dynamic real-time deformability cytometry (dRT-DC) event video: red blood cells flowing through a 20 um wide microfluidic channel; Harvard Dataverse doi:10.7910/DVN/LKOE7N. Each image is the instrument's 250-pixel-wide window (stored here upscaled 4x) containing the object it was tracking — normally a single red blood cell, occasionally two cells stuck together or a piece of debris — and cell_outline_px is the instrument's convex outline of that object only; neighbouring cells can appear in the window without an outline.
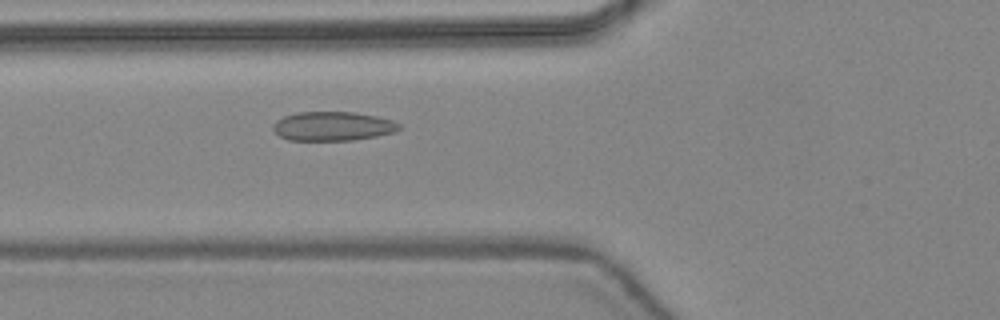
{"species": "common noctule bat (a hibernating species)", "species_latin": "Nyctalus noctula", "temperature_condition": "warm", "stored_images_in_passage": 47, "camera_frame_rate_fps": 3000, "um_per_image_px": 0.085, "animal": {"sex": "female", "body_mass_g": 24.6, "forearm_length_mm": 56.2}, "frame": {"image": 1, "passage_image": 19, "time_ms": 6.0, "image_size_px": [1000, 320], "cell_outline_px": [[404, 128], [392, 132], [376, 136], [352, 140], [288, 140], [280, 136], [272, 128], [272, 124], [276, 120], [284, 116], [296, 112], [352, 112], [376, 116], [392, 120], [400, 124]], "centroid_in_image_um": [28.27, 10.72], "position_along_channel_um": 97.5, "area_um2": 21.39}}
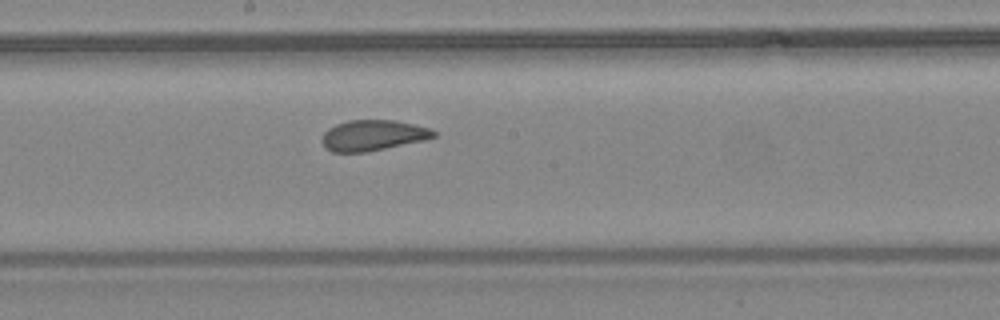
{"frame": {"image": 2, "passage_image": 27, "time_ms": 8.667, "image_size_px": [1000, 320], "cell_outline_px": [[436, 136], [424, 140], [364, 152], [332, 152], [324, 148], [320, 140], [324, 132], [328, 128], [336, 124], [348, 120], [396, 120], [432, 128], [436, 132]], "centroid_in_image_um": [31.67, 11.49], "position_along_channel_um": 216.5, "area_um2": 20.06}}
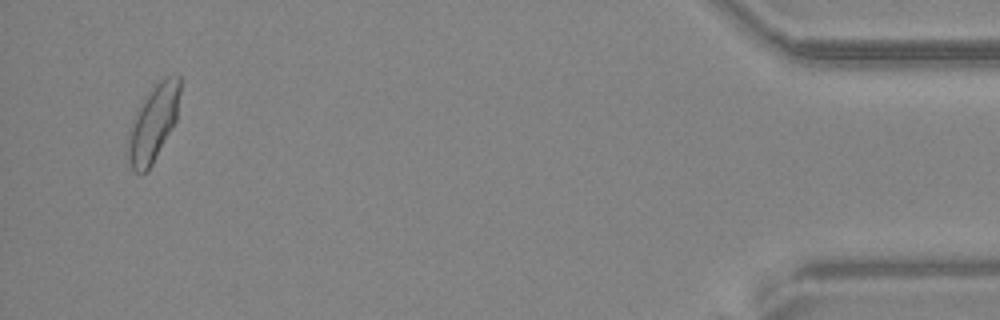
{"frame": {"image": 3, "passage_image": 46, "time_ms": 15.0, "image_size_px": [1000, 320], "cell_outline_px": [[180, 92], [176, 120], [172, 128], [148, 172], [140, 176], [132, 172], [128, 160], [128, 132], [132, 120], [152, 88], [164, 76], [180, 76]], "centroid_in_image_um": [13.01, 10.55], "position_along_channel_um": 422.2, "area_um2": 23.0}, "authors_computed_cell_mechanics": {"area_um2": 21.386, "velocity_mm_per_s": 4.4396, "shape_relaxation_time_tau1_ms": 5.2207, "shape_relaxation_time_tau2_ms": 0.8307, "deformation_change_tau1": 0.1248, "deformation_change_tau2": 0.0514}}